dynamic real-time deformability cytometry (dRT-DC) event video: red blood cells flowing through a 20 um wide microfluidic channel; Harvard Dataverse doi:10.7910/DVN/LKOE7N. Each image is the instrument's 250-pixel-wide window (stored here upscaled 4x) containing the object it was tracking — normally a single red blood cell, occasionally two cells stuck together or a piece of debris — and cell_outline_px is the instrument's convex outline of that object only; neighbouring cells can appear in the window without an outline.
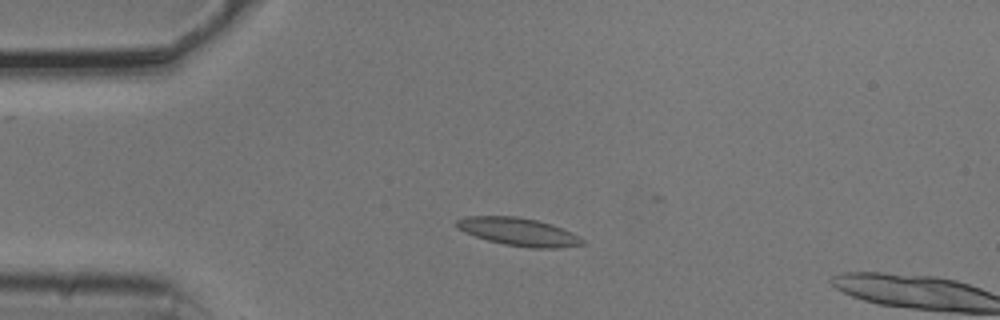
{"species": "common noctule bat (a hibernating species)", "species_latin": "Nyctalus noctula", "temperature_condition": "cold", "stored_images_in_passage": 16, "camera_frame_rate_fps": 3000, "um_per_image_px": 0.085, "animal": {"sex": "male", "body_mass_g": 20.5, "forearm_length_mm": 52.5}, "frame": {"image": 1, "passage_image": 11, "time_ms": 3.333, "image_size_px": [1000, 320], "cell_outline_px": [[584, 244], [556, 248], [528, 248], [504, 244], [488, 240], [464, 232], [456, 228], [452, 224], [456, 220], [464, 216], [516, 216], [536, 220], [552, 224], [572, 232], [580, 236], [584, 240]], "centroid_in_image_um": [44.04, 19.69], "position_along_channel_um": 41.0, "area_um2": 20.63}}